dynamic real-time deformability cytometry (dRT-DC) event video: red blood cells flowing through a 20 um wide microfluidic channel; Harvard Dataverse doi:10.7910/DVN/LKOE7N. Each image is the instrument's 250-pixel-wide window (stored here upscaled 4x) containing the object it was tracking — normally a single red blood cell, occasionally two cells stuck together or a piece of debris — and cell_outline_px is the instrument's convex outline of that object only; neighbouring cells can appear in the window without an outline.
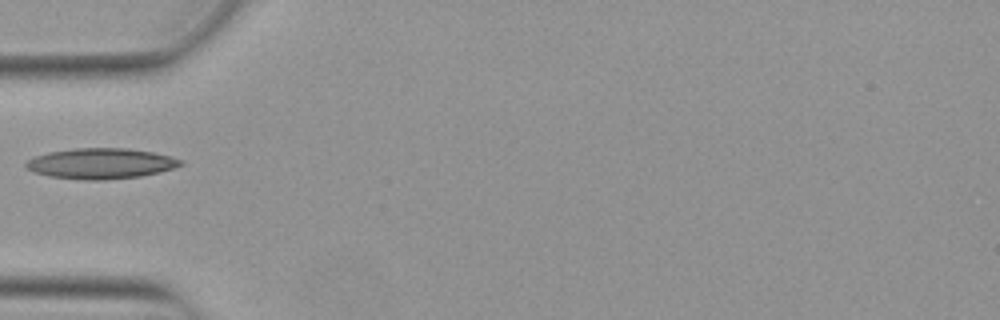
{"species": "Egyptian fruit bat (a non-hibernating species)", "species_latin": "Rousettus aegyptiacus", "temperature_condition": "warm", "stored_images_in_passage": 36, "camera_frame_rate_fps": 3000, "um_per_image_px": 0.085, "animal": {"sex": "female"}, "frame": {"image": 1, "passage_image": 1, "time_ms": 0.0, "image_size_px": [1000, 320], "cell_outline_px": [[184, 164], [160, 172], [140, 176], [100, 180], [88, 180], [48, 176], [24, 168], [24, 164], [32, 156], [48, 152], [76, 148], [128, 148], [152, 152], [184, 160]], "centroid_in_image_um": [8.54, 13.89], "position_along_channel_um": 76.5, "area_um2": 27.51}}
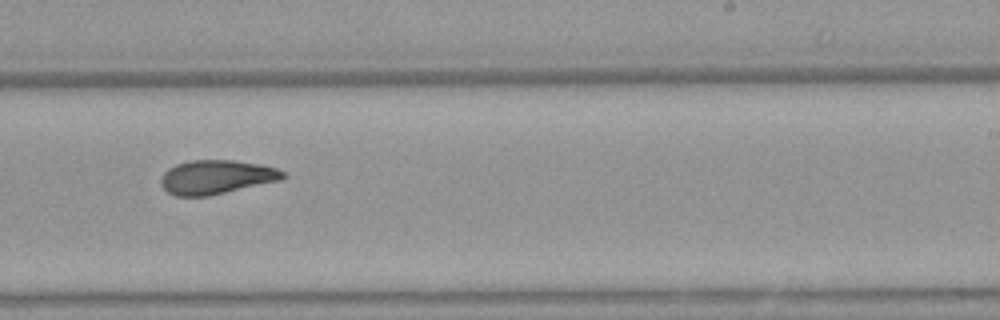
{"frame": {"image": 2, "passage_image": 16, "time_ms": 5.0, "image_size_px": [1000, 320], "cell_outline_px": [[288, 176], [280, 180], [208, 196], [176, 196], [168, 192], [160, 184], [160, 180], [164, 172], [168, 168], [176, 164], [192, 160], [232, 160], [260, 164], [276, 168], [284, 172]], "centroid_in_image_um": [18.38, 15.05], "position_along_channel_um": 270.6, "area_um2": 24.1}}
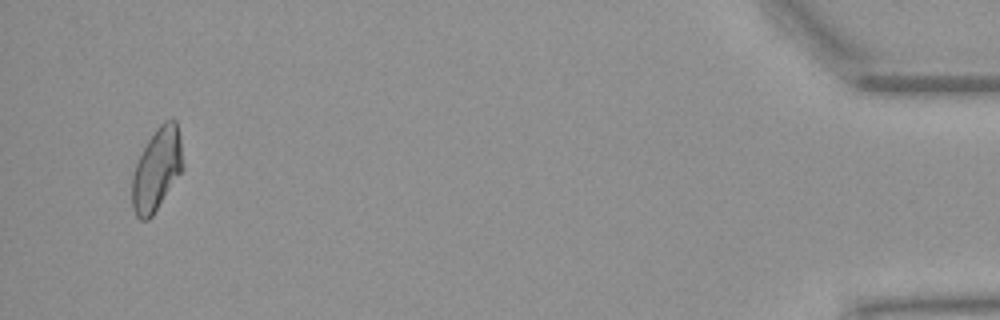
{"frame": {"image": 3, "passage_image": 34, "time_ms": 11.0, "image_size_px": [1000, 320], "cell_outline_px": [[184, 168], [152, 216], [148, 220], [140, 220], [136, 216], [132, 208], [132, 176], [136, 164], [148, 140], [156, 128], [164, 120], [176, 120], [180, 136], [184, 164]], "centroid_in_image_um": [13.34, 14.4], "position_along_channel_um": 421.9, "area_um2": 24.39}}